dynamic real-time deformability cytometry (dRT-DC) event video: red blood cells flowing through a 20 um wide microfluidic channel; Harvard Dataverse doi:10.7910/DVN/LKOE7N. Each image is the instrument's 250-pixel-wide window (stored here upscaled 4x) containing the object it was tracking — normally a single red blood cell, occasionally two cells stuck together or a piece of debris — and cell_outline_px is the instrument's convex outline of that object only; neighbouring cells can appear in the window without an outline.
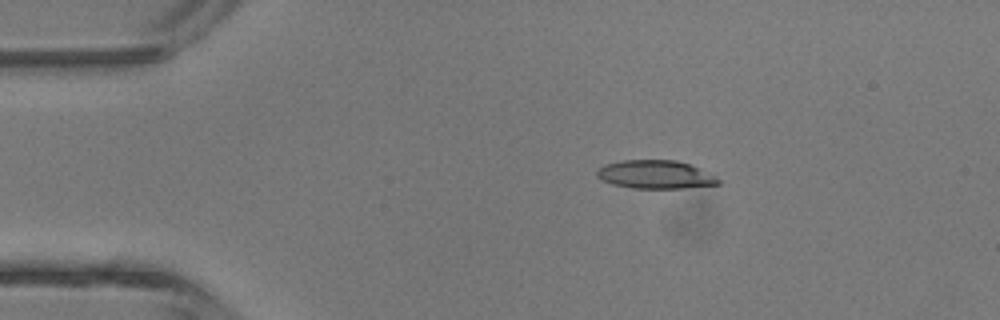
{"species": "common noctule bat (a hibernating species)", "species_latin": "Nyctalus noctula", "temperature_condition": "room temperature", "stored_images_in_passage": 4, "camera_frame_rate_fps": 3000, "um_per_image_px": 0.085, "animal": {"sex": "male", "body_mass_g": 13.3}, "frame": {"image": 1, "passage_image": 3, "time_ms": 2.333, "image_size_px": [1000, 320], "cell_outline_px": [[720, 184], [680, 188], [632, 188], [612, 184], [596, 176], [596, 172], [604, 164], [620, 160], [676, 160], [688, 164], [716, 176], [720, 180]], "centroid_in_image_um": [55.68, 14.83], "position_along_channel_um": 29.3, "area_um2": 19.88}}